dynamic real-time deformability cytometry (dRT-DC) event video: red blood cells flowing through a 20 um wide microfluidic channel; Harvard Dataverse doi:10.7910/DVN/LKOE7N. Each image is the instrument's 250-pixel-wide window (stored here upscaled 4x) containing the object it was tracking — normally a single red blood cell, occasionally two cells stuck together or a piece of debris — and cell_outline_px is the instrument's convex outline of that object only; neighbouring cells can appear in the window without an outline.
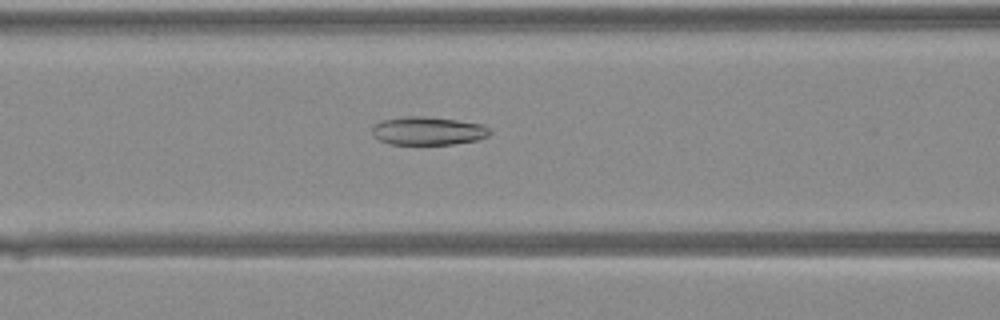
{"species": "Egyptian fruit bat (a non-hibernating species)", "species_latin": "Rousettus aegyptiacus", "temperature_condition": "warm", "stored_images_in_passage": 43, "camera_frame_rate_fps": 3000, "um_per_image_px": 0.085, "animal": {"sex": "female"}, "frame": {"image": 1, "passage_image": 19, "time_ms": 6.0, "image_size_px": [1000, 320], "cell_outline_px": [[492, 132], [488, 136], [476, 140], [452, 144], [388, 144], [372, 136], [372, 124], [380, 120], [404, 116], [424, 116], [456, 120], [484, 124]], "centroid_in_image_um": [36.33, 11.11], "position_along_channel_um": 130.3, "area_um2": 19.59}}
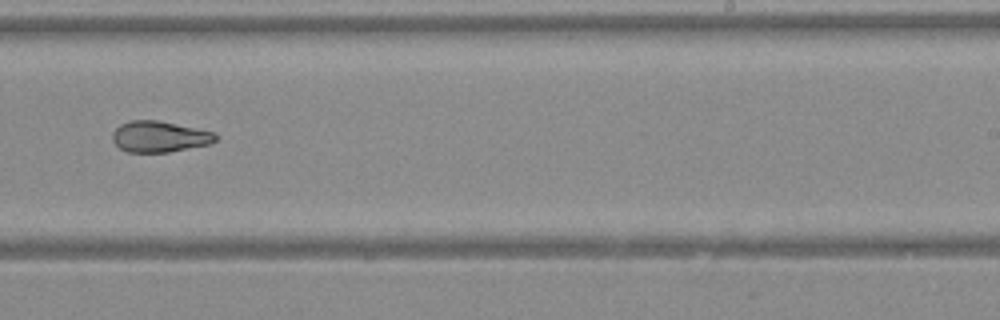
{"frame": {"image": 2, "passage_image": 28, "time_ms": 9.0, "image_size_px": [1000, 320], "cell_outline_px": [[220, 136], [216, 140], [208, 144], [168, 152], [128, 152], [120, 148], [112, 140], [112, 132], [120, 124], [128, 120], [156, 120], [212, 132]], "centroid_in_image_um": [13.51, 11.61], "position_along_channel_um": 275.5, "area_um2": 18.44}}
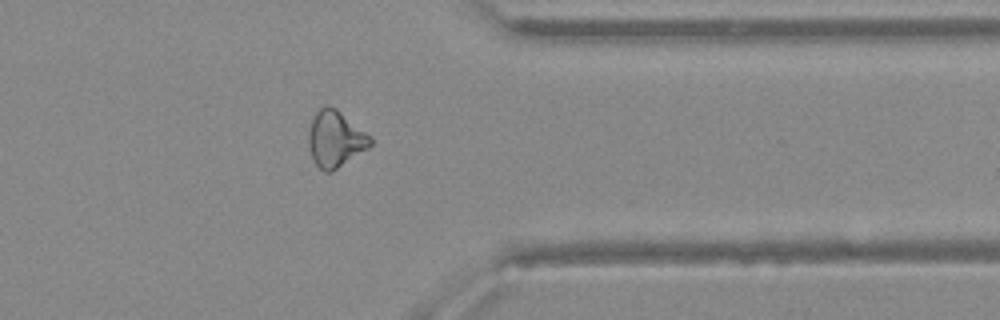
{"frame": {"image": 3, "passage_image": 35, "time_ms": 11.333, "image_size_px": [1000, 320], "cell_outline_px": [[372, 144], [368, 148], [332, 172], [324, 172], [312, 160], [308, 144], [308, 132], [312, 116], [324, 104], [328, 104], [336, 108], [364, 132], [372, 140]], "centroid_in_image_um": [28.45, 11.81], "position_along_channel_um": 383.0, "area_um2": 20.17}}